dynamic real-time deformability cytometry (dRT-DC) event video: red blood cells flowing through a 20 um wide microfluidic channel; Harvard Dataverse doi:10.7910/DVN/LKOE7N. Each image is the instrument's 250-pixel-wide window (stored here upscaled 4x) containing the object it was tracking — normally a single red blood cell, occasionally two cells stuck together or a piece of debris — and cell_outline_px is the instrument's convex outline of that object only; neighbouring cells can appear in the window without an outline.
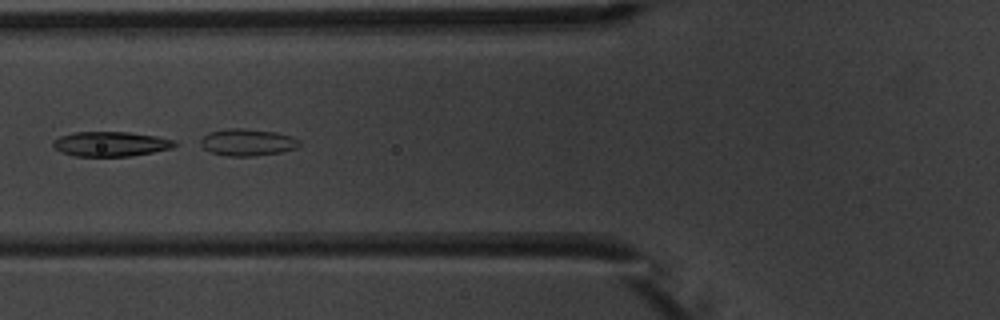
{"species": "common noctule bat (a hibernating species)", "species_latin": "Nyctalus noctula", "temperature_condition": "warm", "stored_images_in_passage": 10, "camera_frame_rate_fps": 3000, "um_per_image_px": 0.085, "animal": {"sex": "male", "body_mass_g": 20.1, "forearm_length_mm": 53.5}, "frame": {"image": 1, "passage_image": 5, "time_ms": 5.667, "image_size_px": [1000, 320], "cell_outline_px": [[176, 144], [172, 148], [132, 156], [72, 156], [60, 152], [52, 144], [52, 140], [60, 136], [72, 132], [128, 132], [156, 136], [176, 140]], "centroid_in_image_um": [9.38, 12.23], "position_along_channel_um": 116.4, "area_um2": 17.63}}
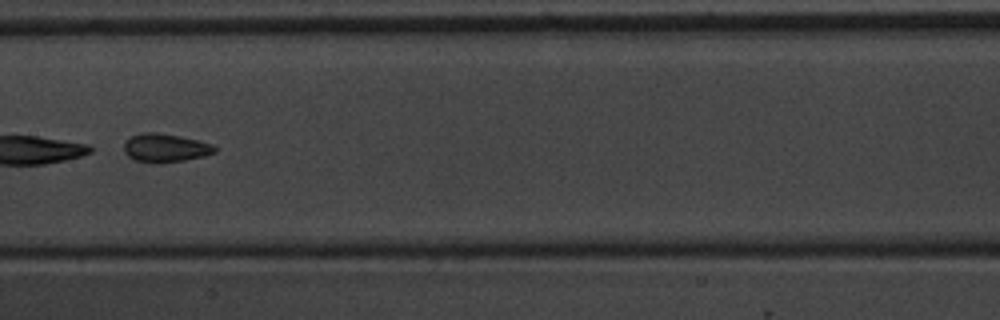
{"frame": {"image": 2, "passage_image": 7, "time_ms": 8.0, "image_size_px": [1000, 320], "cell_outline_px": [[216, 152], [204, 156], [184, 160], [156, 164], [152, 164], [136, 160], [128, 156], [124, 152], [124, 144], [132, 136], [144, 132], [156, 132], [180, 136], [212, 144], [216, 148]], "centroid_in_image_um": [14.04, 12.58], "position_along_channel_um": 193.4, "area_um2": 15.03}}
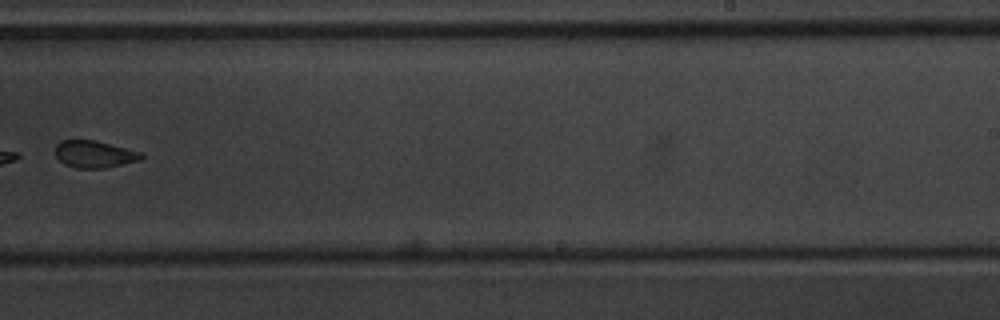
{"frame": {"image": 3, "passage_image": 9, "time_ms": 10.333, "image_size_px": [1000, 320], "cell_outline_px": [[144, 156], [140, 160], [104, 168], [76, 168], [64, 164], [56, 156], [56, 144], [60, 140], [92, 140], [144, 152]], "centroid_in_image_um": [8.03, 13.1], "position_along_channel_um": 281.0, "area_um2": 13.53}}